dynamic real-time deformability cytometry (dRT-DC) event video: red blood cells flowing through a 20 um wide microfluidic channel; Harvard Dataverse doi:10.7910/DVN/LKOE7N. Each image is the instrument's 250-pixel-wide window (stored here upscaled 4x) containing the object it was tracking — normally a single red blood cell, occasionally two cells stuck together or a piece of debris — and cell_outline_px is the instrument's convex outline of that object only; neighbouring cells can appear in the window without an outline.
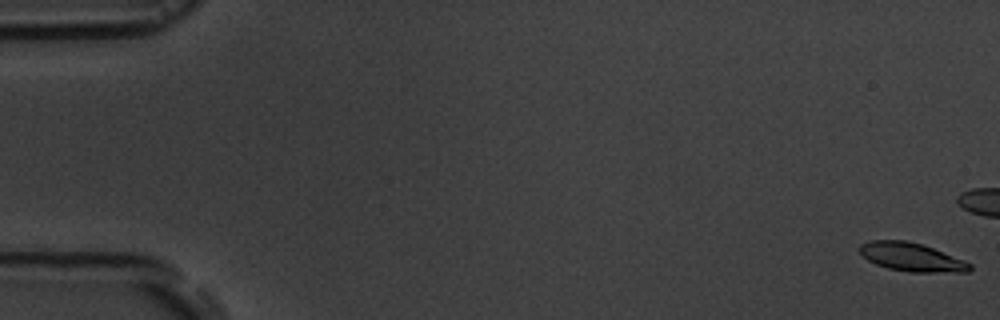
{"species": "common noctule bat (a hibernating species)", "species_latin": "Nyctalus noctula", "temperature_condition": "room temperature", "stored_images_in_passage": 9, "camera_frame_rate_fps": 3000, "um_per_image_px": 0.085, "animal": {"sex": "male", "body_mass_g": 19.5, "forearm_length_mm": 54.6}, "frame": {"image": 1, "passage_image": 1, "time_ms": 0.0, "image_size_px": [1000, 320], "cell_outline_px": [[972, 268], [968, 272], [912, 272], [888, 268], [876, 264], [868, 260], [856, 248], [860, 244], [868, 240], [904, 240], [920, 244], [932, 248], [964, 260], [972, 264]], "centroid_in_image_um": [77.45, 21.85], "position_along_channel_um": 7.5, "area_um2": 18.21}}